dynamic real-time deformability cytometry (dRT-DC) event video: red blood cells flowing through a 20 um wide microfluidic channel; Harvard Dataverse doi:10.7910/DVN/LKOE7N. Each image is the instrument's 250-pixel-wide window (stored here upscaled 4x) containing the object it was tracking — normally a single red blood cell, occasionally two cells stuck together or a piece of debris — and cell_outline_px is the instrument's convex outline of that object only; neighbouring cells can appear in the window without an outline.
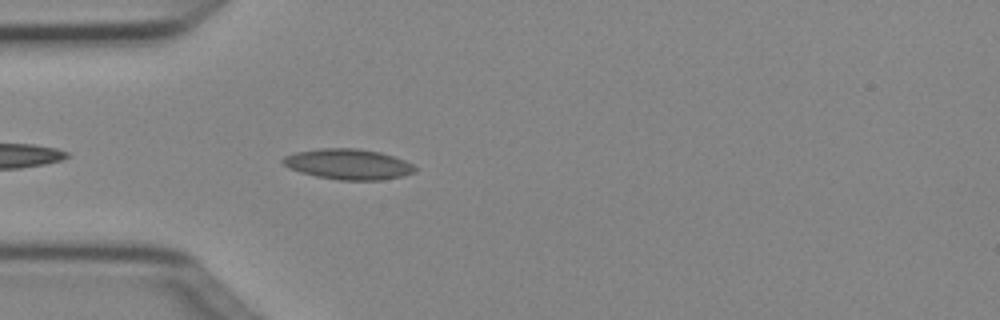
{"species": "Egyptian fruit bat (a non-hibernating species)", "species_latin": "Rousettus aegyptiacus", "temperature_condition": "cold", "stored_images_in_passage": 4, "camera_frame_rate_fps": 3000, "um_per_image_px": 0.085, "animal": {"sex": "female"}, "frame": {"image": 1, "passage_image": 4, "time_ms": 1.0, "image_size_px": [1000, 320], "cell_outline_px": [[416, 172], [404, 176], [380, 180], [340, 180], [316, 176], [300, 172], [288, 168], [280, 160], [284, 156], [296, 152], [320, 148], [360, 148], [380, 152], [404, 160], [412, 164], [416, 168]], "centroid_in_image_um": [29.6, 13.95], "position_along_channel_um": 55.4, "area_um2": 23.58}}